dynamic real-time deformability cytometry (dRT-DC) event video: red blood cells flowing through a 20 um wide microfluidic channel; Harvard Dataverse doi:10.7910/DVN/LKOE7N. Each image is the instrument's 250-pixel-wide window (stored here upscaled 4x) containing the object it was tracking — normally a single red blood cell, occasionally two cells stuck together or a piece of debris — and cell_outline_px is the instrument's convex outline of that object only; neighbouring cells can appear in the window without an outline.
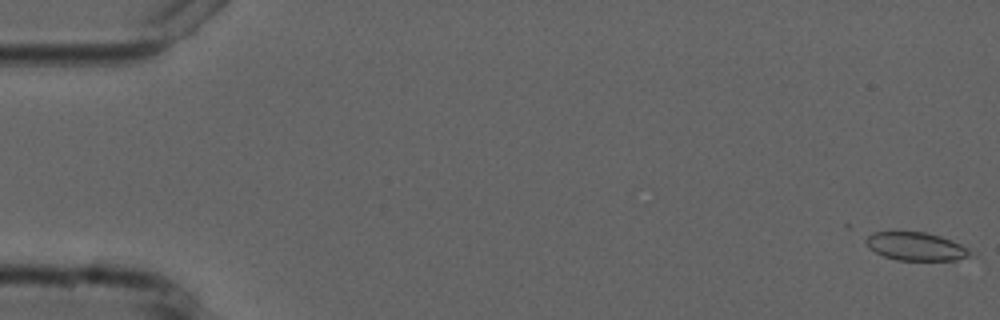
{"species": "common noctule bat (a hibernating species)", "species_latin": "Nyctalus noctula", "temperature_condition": "cold", "stored_images_in_passage": 9, "camera_frame_rate_fps": 3000, "um_per_image_px": 0.085, "animal": {"sex": "male", "forearm_length_mm": 52.5}, "frame": {"image": 1, "passage_image": 1, "time_ms": 0.0, "image_size_px": [1000, 320], "cell_outline_px": [[968, 256], [956, 260], [896, 260], [884, 256], [868, 248], [864, 240], [864, 236], [872, 232], [924, 232], [940, 236], [952, 240], [968, 248]], "centroid_in_image_um": [77.77, 20.93], "position_along_channel_um": 7.2, "area_um2": 17.05}}
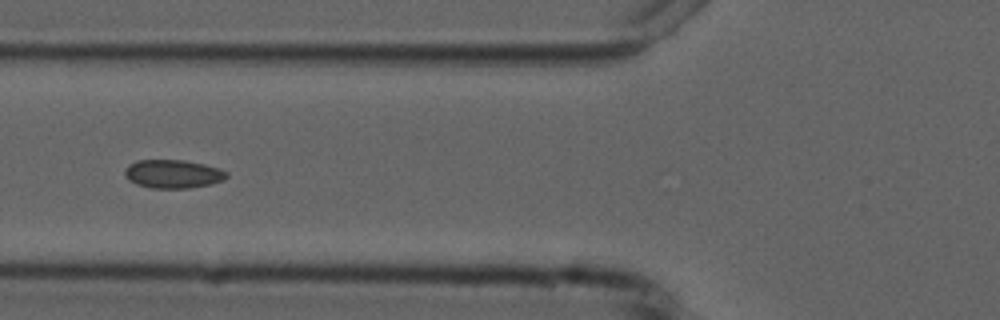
{"frame": {"image": 2, "passage_image": 6, "time_ms": 6.667, "image_size_px": [1000, 320], "cell_outline_px": [[228, 176], [224, 180], [212, 184], [188, 188], [152, 188], [136, 184], [128, 180], [124, 176], [124, 172], [128, 164], [136, 160], [184, 160], [204, 164], [228, 172]], "centroid_in_image_um": [14.68, 14.78], "position_along_channel_um": 111.1, "area_um2": 16.99}}
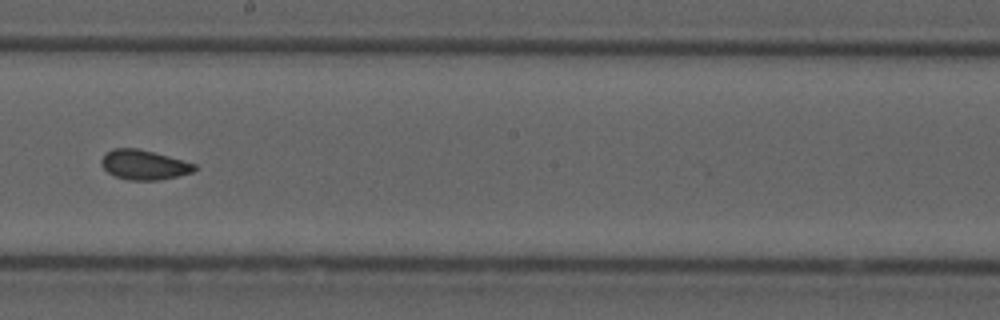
{"frame": {"image": 3, "passage_image": 9, "time_ms": 10.0, "image_size_px": [1000, 320], "cell_outline_px": [[196, 168], [192, 172], [160, 180], [128, 180], [116, 176], [108, 172], [100, 164], [100, 160], [112, 148], [136, 148], [168, 156], [196, 164]], "centroid_in_image_um": [12.22, 14.01], "position_along_channel_um": 236.0, "area_um2": 15.9}}